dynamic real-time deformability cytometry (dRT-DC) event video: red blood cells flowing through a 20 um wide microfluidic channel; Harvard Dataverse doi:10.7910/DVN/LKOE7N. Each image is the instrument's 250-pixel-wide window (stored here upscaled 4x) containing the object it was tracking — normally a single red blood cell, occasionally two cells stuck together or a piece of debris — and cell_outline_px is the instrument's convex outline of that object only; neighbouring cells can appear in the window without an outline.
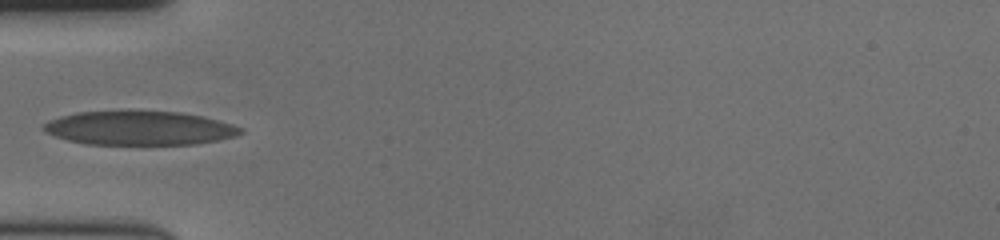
{"species": "human", "species_latin": "Homo sapiens", "temperature_condition": "cold", "stored_images_in_passage": 35, "camera_frame_rate_fps": 3000, "um_per_image_px": 0.085, "donor": {"sex": "female"}, "frame": {"image": 1, "passage_image": 1, "time_ms": 0.0, "image_size_px": [1000, 240], "cell_outline_px": [[204, 120], [200, 140], [168, 144], [120, 144], [84, 140], [68, 136], [60, 128], [60, 124], [64, 120], [72, 116], [100, 112], [156, 112], [188, 116]], "centroid_in_image_um": [11.36, 10.87], "position_along_channel_um": 73.6, "area_um2": 28.32}}
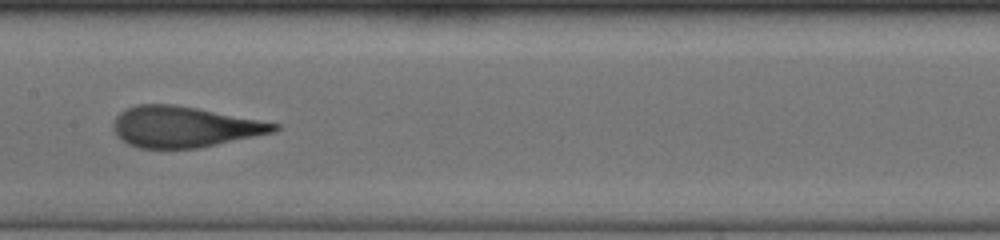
{"frame": {"image": 2, "passage_image": 11, "time_ms": 3.333, "image_size_px": [1000, 240], "cell_outline_px": [[276, 128], [260, 132], [204, 144], [176, 148], [160, 148], [140, 144], [128, 140], [124, 136], [120, 128], [124, 116], [128, 112], [136, 108], [180, 108], [272, 124]], "centroid_in_image_um": [15.66, 10.83], "position_along_channel_um": 191.7, "area_um2": 30.46}}
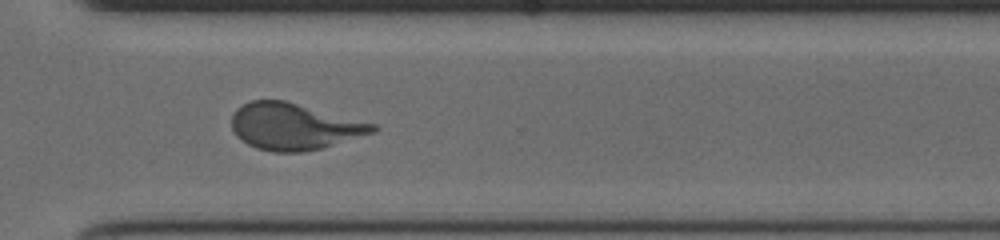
{"frame": {"image": 3, "passage_image": 24, "time_ms": 7.667, "image_size_px": [1000, 240], "cell_outline_px": [[376, 128], [316, 148], [264, 148], [252, 144], [244, 140], [236, 132], [236, 112], [240, 108], [256, 100], [276, 100], [368, 124]], "centroid_in_image_um": [24.86, 10.7], "position_along_channel_um": 345.7, "area_um2": 32.77}}